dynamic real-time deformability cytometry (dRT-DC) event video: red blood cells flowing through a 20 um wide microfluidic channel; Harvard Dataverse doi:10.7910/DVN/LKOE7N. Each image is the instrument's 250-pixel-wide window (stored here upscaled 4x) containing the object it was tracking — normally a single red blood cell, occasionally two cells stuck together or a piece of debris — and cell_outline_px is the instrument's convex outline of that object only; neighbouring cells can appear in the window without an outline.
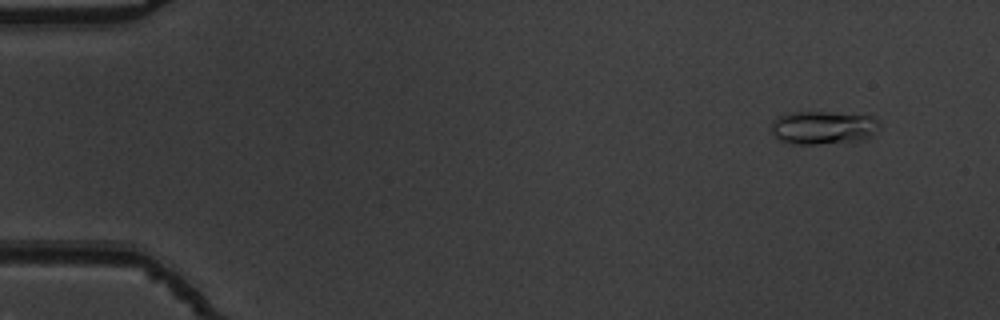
{"species": "common noctule bat (a hibernating species)", "species_latin": "Nyctalus noctula", "temperature_condition": "warm", "stored_images_in_passage": 55, "camera_frame_rate_fps": 3000, "um_per_image_px": 0.085, "animal": {"sex": "male", "body_mass_g": 19.5, "forearm_length_mm": 54.6}, "frame": {"image": 1, "passage_image": 5, "time_ms": 1.333, "image_size_px": [1000, 320], "cell_outline_px": [[880, 128], [868, 136], [852, 144], [792, 144], [780, 140], [772, 132], [772, 120], [784, 112], [824, 112], [872, 116], [880, 120]], "centroid_in_image_um": [69.98, 10.86], "position_along_channel_um": 15.0, "area_um2": 21.44}}
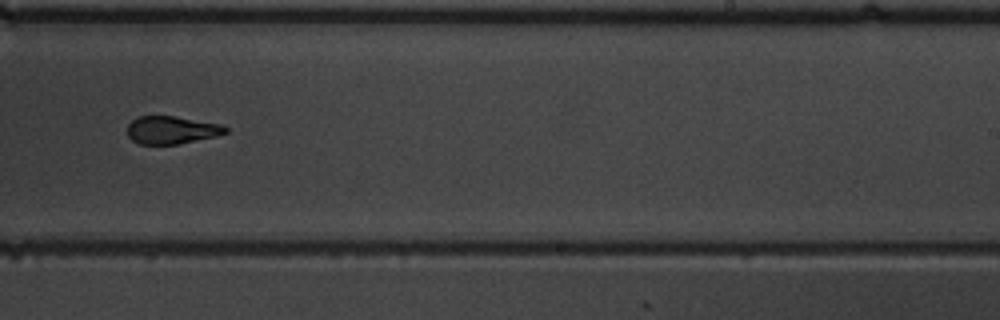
{"frame": {"image": 2, "passage_image": 35, "time_ms": 11.333, "image_size_px": [1000, 320], "cell_outline_px": [[228, 132], [216, 136], [180, 144], [140, 144], [132, 140], [128, 136], [128, 124], [136, 116], [176, 116], [220, 124], [228, 128]], "centroid_in_image_um": [14.58, 11.05], "position_along_channel_um": 274.4, "area_um2": 15.95}}
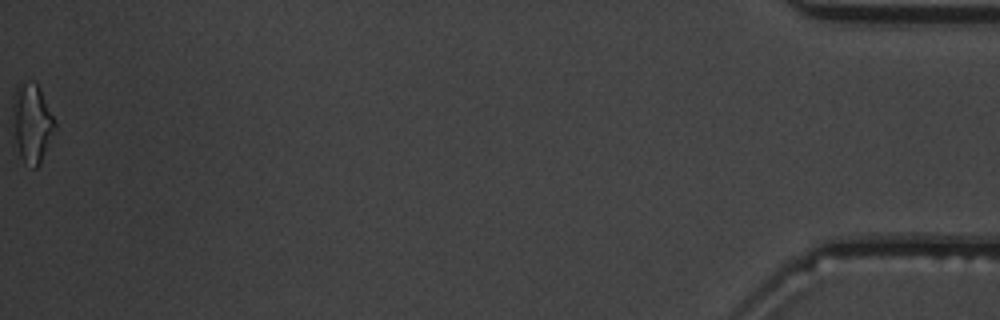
{"frame": {"image": 3, "passage_image": 55, "time_ms": 18.0, "image_size_px": [1000, 320], "cell_outline_px": [[56, 128], [40, 164], [36, 168], [32, 168], [24, 164], [20, 156], [16, 140], [12, 120], [12, 104], [16, 88], [24, 84], [36, 84], [40, 88], [56, 120]], "centroid_in_image_um": [2.74, 10.52], "position_along_channel_um": 432.5, "area_um2": 19.25}, "authors_computed_cell_mechanics": {"area_um2": 17.34, "velocity_mm_per_s": 3.7963, "shape_relaxation_time_tau1_ms": 5.2564, "shape_relaxation_time_tau2_ms": 1.8195, "deformation_change_tau1": 0.2059, "deformation_change_tau2": 0.0851}}